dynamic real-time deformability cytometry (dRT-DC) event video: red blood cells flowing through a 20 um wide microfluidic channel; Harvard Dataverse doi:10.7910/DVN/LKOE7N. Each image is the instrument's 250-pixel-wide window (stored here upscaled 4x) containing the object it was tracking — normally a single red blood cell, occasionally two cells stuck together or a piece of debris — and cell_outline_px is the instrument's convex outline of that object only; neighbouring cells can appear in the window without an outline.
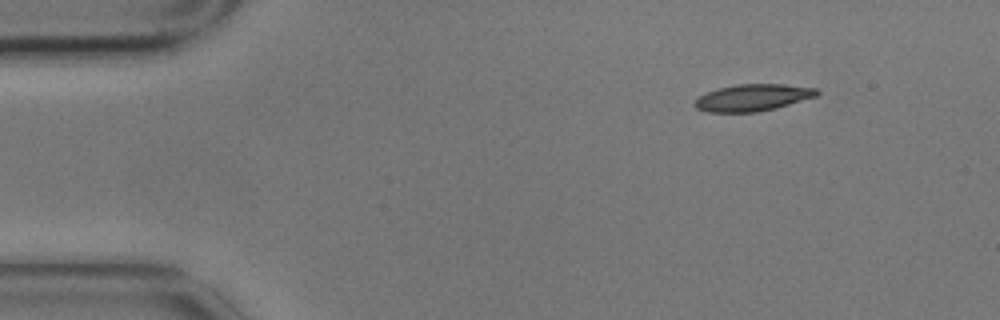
{"species": "common noctule bat (a hibernating species)", "species_latin": "Nyctalus noctula", "temperature_condition": "cold", "stored_images_in_passage": 4, "camera_frame_rate_fps": 3000, "um_per_image_px": 0.085, "animal": {"sex": "male", "body_mass_g": 17.9}, "frame": {"image": 1, "passage_image": 1, "time_ms": 0.0, "image_size_px": [1000, 320], "cell_outline_px": [[820, 92], [816, 96], [776, 108], [756, 112], [708, 112], [696, 108], [692, 104], [696, 96], [720, 88], [736, 84], [784, 84], [816, 88]], "centroid_in_image_um": [63.94, 8.3], "position_along_channel_um": 21.1, "area_um2": 19.13}}